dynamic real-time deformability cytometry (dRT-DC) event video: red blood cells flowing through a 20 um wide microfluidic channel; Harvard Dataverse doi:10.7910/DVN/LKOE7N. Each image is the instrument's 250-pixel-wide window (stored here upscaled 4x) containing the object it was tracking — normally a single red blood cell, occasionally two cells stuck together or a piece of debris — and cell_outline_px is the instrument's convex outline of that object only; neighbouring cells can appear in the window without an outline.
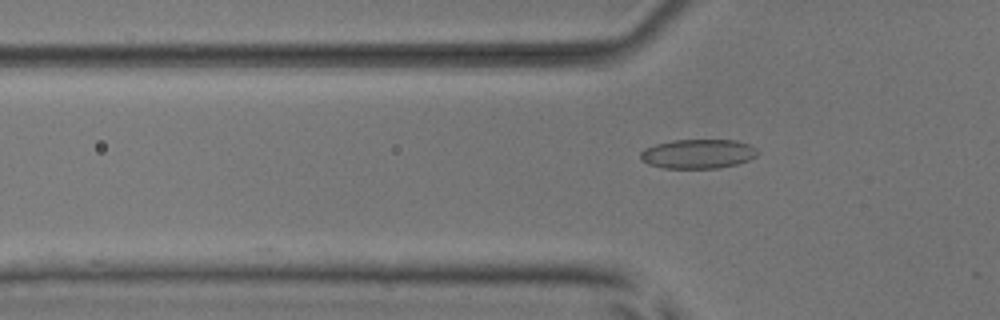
{"species": "common noctule bat (a hibernating species)", "species_latin": "Nyctalus noctula", "temperature_condition": "room temperature", "stored_images_in_passage": 5, "camera_frame_rate_fps": 3000, "um_per_image_px": 0.085, "animal": {"sex": "male", "body_mass_g": 17.9, "forearm_length_mm": 54.2}, "frame": {"image": 1, "passage_image": 5, "time_ms": 5.667, "image_size_px": [1000, 320], "cell_outline_px": [[760, 152], [756, 156], [748, 160], [736, 164], [720, 168], [664, 168], [648, 164], [640, 160], [640, 152], [644, 148], [656, 144], [672, 140], [736, 140], [748, 144], [756, 148]], "centroid_in_image_um": [59.32, 13.08], "position_along_channel_um": 66.5, "area_um2": 20.11}}